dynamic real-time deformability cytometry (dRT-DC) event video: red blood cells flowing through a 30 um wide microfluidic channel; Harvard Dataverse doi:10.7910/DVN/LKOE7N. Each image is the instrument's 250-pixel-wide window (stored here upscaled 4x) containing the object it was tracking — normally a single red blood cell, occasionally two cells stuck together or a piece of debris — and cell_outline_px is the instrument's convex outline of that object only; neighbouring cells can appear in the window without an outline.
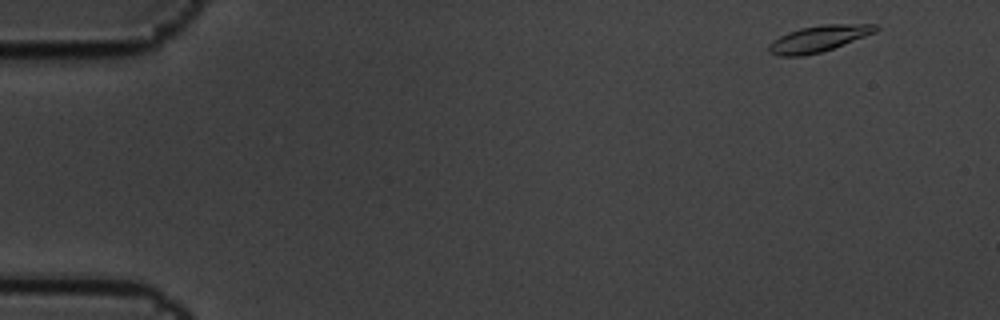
{"species": "common noctule bat (a hibernating species)", "species_latin": "Nyctalus noctula", "temperature_condition": "cold", "stored_images_in_passage": 5, "camera_frame_rate_fps": 3000, "um_per_image_px": 0.085, "animal": {"sex": "male", "body_mass_g": 19.5, "forearm_length_mm": 54.6}, "frame": {"image": 1, "passage_image": 1, "time_ms": 0.0, "image_size_px": [1000, 320], "cell_outline_px": [[880, 28], [876, 32], [832, 48], [820, 52], [804, 56], [780, 56], [768, 52], [768, 44], [772, 40], [788, 32], [800, 28], [824, 24], [876, 24]], "centroid_in_image_um": [69.55, 3.28], "position_along_channel_um": 15.4, "area_um2": 16.3}}
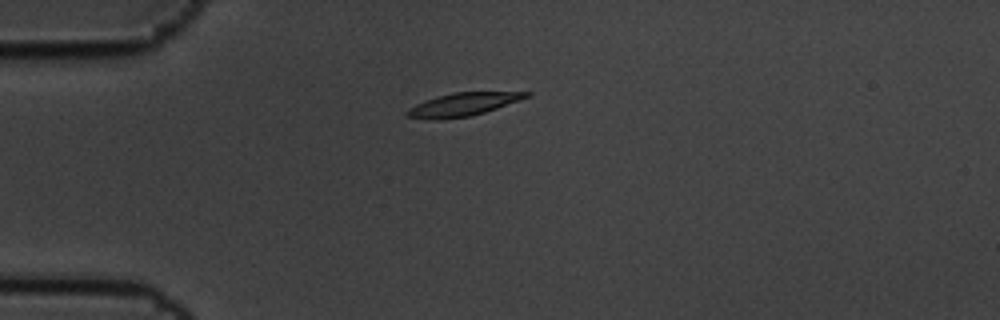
{"frame": {"image": 2, "passage_image": 4, "time_ms": 1.0, "image_size_px": [1000, 320], "cell_outline_px": [[532, 96], [472, 116], [440, 120], [432, 120], [408, 116], [404, 112], [408, 108], [424, 100], [436, 96], [452, 92], [532, 92]], "centroid_in_image_um": [39.33, 8.88], "position_along_channel_um": 45.7, "area_um2": 16.18}}